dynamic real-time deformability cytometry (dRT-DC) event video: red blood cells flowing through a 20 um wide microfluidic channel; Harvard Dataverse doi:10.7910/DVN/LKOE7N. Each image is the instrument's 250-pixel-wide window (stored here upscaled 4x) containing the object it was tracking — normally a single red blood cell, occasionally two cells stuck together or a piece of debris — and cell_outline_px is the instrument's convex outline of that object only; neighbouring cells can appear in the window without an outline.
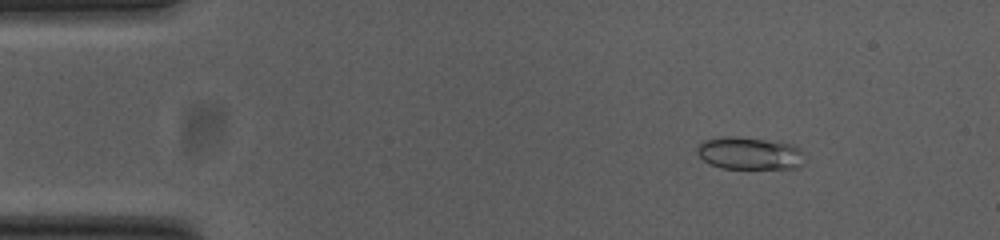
{"species": "common noctule bat (a hibernating species)", "species_latin": "Nyctalus noctula", "temperature_condition": "cold", "stored_images_in_passage": 51, "camera_frame_rate_fps": 3000, "um_per_image_px": 0.085, "animal": {"sex": "female", "body_mass_g": 23.0, "forearm_length_mm": 53.4}, "frame": {"image": 1, "passage_image": 6, "time_ms": 1.667, "image_size_px": [1000, 240], "cell_outline_px": [[804, 164], [800, 168], [720, 168], [704, 160], [696, 152], [696, 148], [704, 140], [720, 136], [736, 136], [780, 140], [792, 144], [800, 148]], "centroid_in_image_um": [63.74, 13.0], "position_along_channel_um": 21.3, "area_um2": 20.75}}
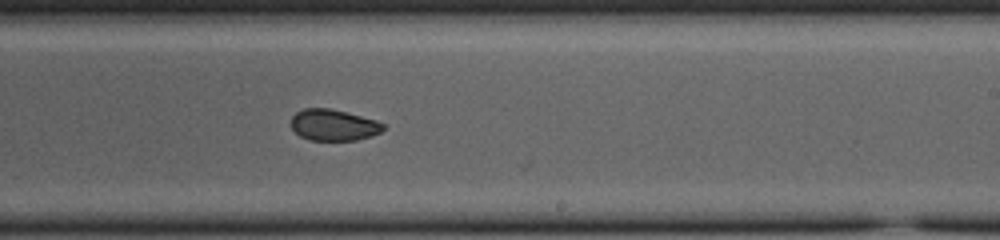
{"frame": {"image": 2, "passage_image": 31, "time_ms": 10.0, "image_size_px": [1000, 240], "cell_outline_px": [[384, 128], [380, 132], [372, 136], [356, 140], [308, 140], [300, 136], [288, 124], [292, 116], [296, 112], [304, 108], [332, 108], [376, 120], [384, 124]], "centroid_in_image_um": [28.31, 10.62], "position_along_channel_um": 260.7, "area_um2": 16.99}}
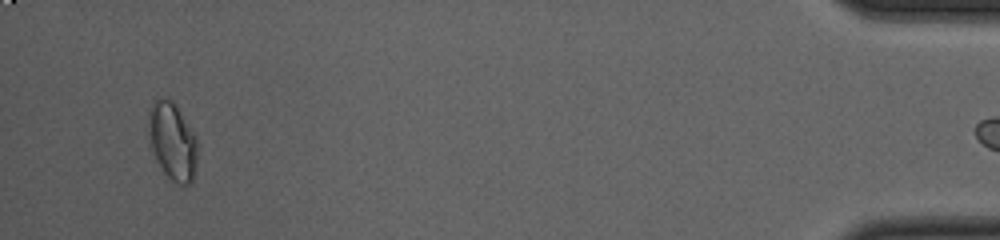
{"frame": {"image": 3, "passage_image": 50, "time_ms": 16.333, "image_size_px": [1000, 240], "cell_outline_px": [[196, 164], [192, 180], [188, 184], [180, 184], [172, 180], [164, 172], [152, 148], [148, 120], [148, 108], [152, 100], [160, 96], [164, 96], [172, 100], [176, 104], [196, 136]], "centroid_in_image_um": [14.65, 11.91], "position_along_channel_um": 420.6, "area_um2": 21.91}}